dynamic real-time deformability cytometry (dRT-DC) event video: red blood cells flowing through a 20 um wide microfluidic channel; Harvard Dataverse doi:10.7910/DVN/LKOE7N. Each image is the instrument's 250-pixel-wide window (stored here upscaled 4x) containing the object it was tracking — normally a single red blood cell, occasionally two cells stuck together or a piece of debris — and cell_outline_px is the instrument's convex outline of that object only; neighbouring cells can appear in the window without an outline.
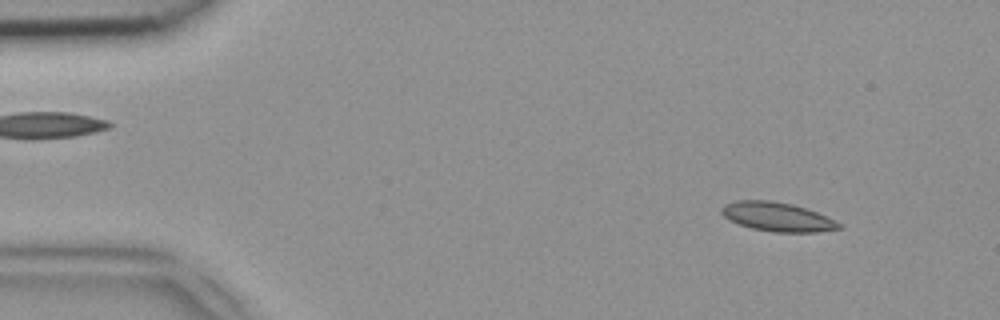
{"species": "common noctule bat (a hibernating species)", "species_latin": "Nyctalus noctula", "temperature_condition": "room temperature", "stored_images_in_passage": 48, "camera_frame_rate_fps": 3000, "um_per_image_px": 0.085, "animal": {"sex": "female", "body_mass_g": 18.4}, "frame": {"image": 1, "passage_image": 5, "time_ms": 1.333, "image_size_px": [1000, 320], "cell_outline_px": [[844, 228], [816, 232], [772, 232], [752, 228], [728, 220], [720, 212], [720, 208], [724, 204], [736, 200], [768, 200], [792, 204], [816, 212], [840, 224]], "centroid_in_image_um": [66.01, 18.43], "position_along_channel_um": 19.0, "area_um2": 19.71}}
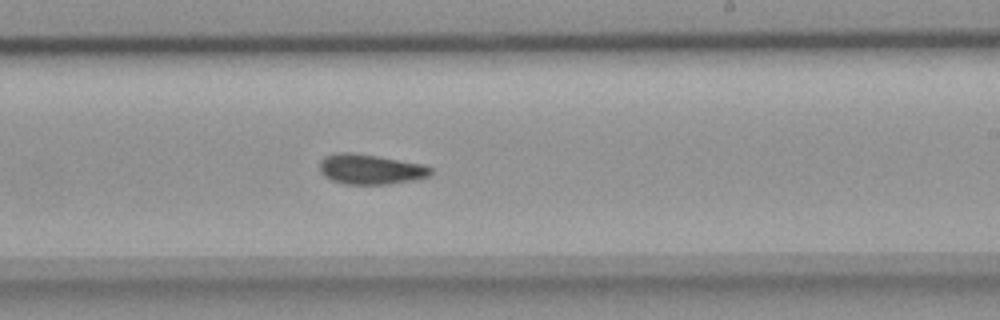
{"frame": {"image": 2, "passage_image": 29, "time_ms": 9.333, "image_size_px": [1000, 320], "cell_outline_px": [[432, 172], [428, 176], [412, 180], [388, 184], [348, 184], [332, 180], [324, 176], [320, 172], [320, 160], [324, 156], [336, 152], [352, 152], [380, 156], [424, 164], [432, 168]], "centroid_in_image_um": [31.47, 14.36], "position_along_channel_um": 257.5, "area_um2": 19.59}}
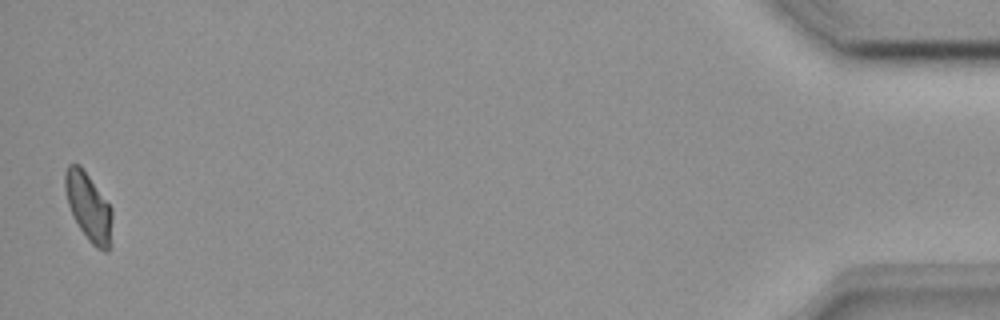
{"frame": {"image": 3, "passage_image": 48, "time_ms": 15.667, "image_size_px": [1000, 320], "cell_outline_px": [[112, 220], [108, 252], [104, 252], [96, 248], [88, 240], [80, 228], [68, 204], [64, 188], [64, 172], [68, 164], [80, 164], [112, 208]], "centroid_in_image_um": [7.52, 17.56], "position_along_channel_um": 427.7, "area_um2": 18.5}}